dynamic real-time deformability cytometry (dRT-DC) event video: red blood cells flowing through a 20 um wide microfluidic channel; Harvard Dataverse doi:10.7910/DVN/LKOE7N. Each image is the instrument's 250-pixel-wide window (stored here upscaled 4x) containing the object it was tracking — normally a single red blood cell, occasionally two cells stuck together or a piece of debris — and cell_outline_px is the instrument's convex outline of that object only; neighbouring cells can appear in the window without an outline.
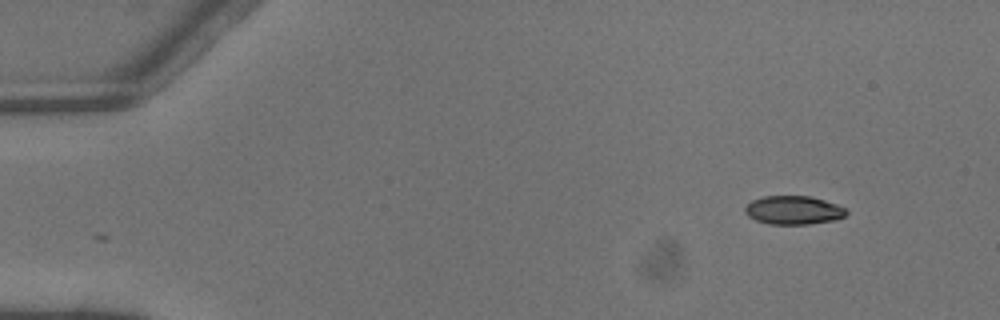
{"species": "common noctule bat (a hibernating species)", "species_latin": "Nyctalus noctula", "temperature_condition": "warm", "stored_images_in_passage": 4, "camera_frame_rate_fps": 3000, "um_per_image_px": 0.085, "animal": {"sex": "male", "body_mass_g": 13.3}, "frame": {"image": 1, "passage_image": 1, "time_ms": 0.0, "image_size_px": [1000, 320], "cell_outline_px": [[848, 212], [844, 216], [836, 220], [808, 224], [768, 224], [756, 220], [748, 216], [744, 212], [744, 208], [752, 200], [764, 196], [812, 196], [848, 208]], "centroid_in_image_um": [67.46, 17.86], "position_along_channel_um": 17.5, "area_um2": 16.99}}
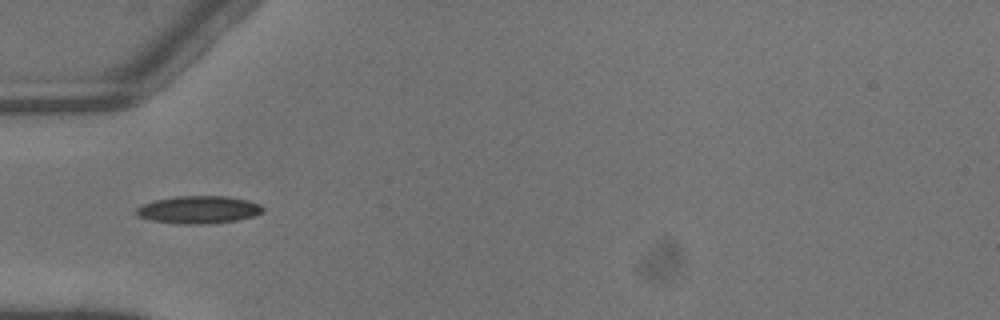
{"frame": {"image": 2, "passage_image": 4, "time_ms": 1.0, "image_size_px": [1000, 320], "cell_outline_px": [[264, 212], [256, 216], [236, 220], [204, 224], [176, 224], [152, 220], [140, 216], [136, 212], [136, 208], [144, 204], [156, 200], [176, 196], [228, 196], [248, 200], [260, 204], [264, 208]], "centroid_in_image_um": [16.94, 17.82], "position_along_channel_um": 68.1, "area_um2": 20.35}}